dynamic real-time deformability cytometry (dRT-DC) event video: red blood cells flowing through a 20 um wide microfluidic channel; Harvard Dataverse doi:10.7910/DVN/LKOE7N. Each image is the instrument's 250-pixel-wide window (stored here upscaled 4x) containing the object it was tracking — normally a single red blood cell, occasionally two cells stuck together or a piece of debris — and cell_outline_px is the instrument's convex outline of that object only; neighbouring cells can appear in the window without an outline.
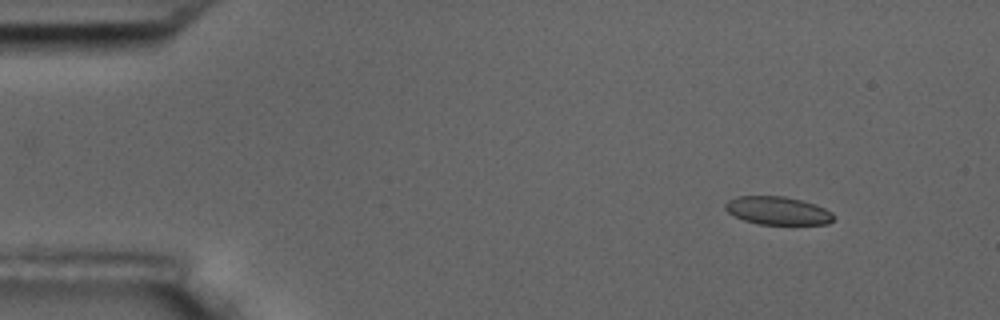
{"species": "common noctule bat (a hibernating species)", "species_latin": "Nyctalus noctula", "temperature_condition": "room temperature", "stored_images_in_passage": 4, "camera_frame_rate_fps": 3000, "um_per_image_px": 0.085, "animal": {"sex": "male", "body_mass_g": 17.5, "forearm_length_mm": 52.3}, "frame": {"image": 1, "passage_image": 1, "time_ms": 0.0, "image_size_px": [1000, 320], "cell_outline_px": [[836, 216], [828, 224], [760, 224], [744, 220], [728, 212], [724, 208], [724, 204], [728, 200], [736, 196], [784, 196], [816, 204], [832, 212]], "centroid_in_image_um": [66.11, 17.9], "position_along_channel_um": 18.9, "area_um2": 17.74}}